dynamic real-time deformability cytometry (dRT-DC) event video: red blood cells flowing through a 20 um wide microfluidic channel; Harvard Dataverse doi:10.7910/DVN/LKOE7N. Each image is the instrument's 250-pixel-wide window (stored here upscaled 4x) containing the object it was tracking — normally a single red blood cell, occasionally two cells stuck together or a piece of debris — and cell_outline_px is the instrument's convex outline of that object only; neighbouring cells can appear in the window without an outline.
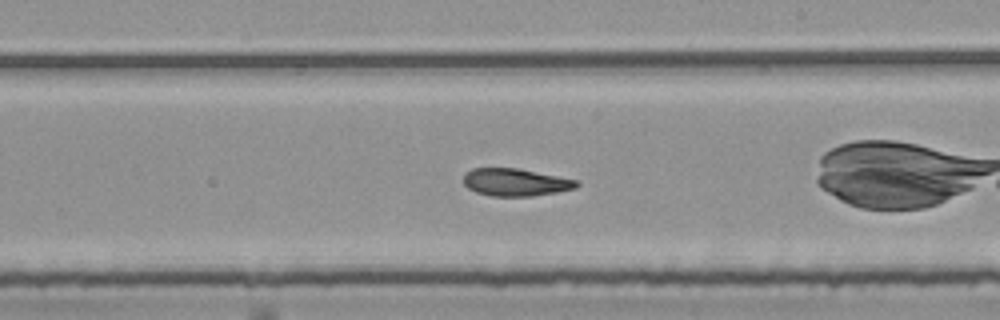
{"species": "common noctule bat (a hibernating species)", "species_latin": "Nyctalus noctula", "temperature_condition": "room temperature", "stored_images_in_passage": 42, "camera_frame_rate_fps": 3000, "um_per_image_px": 0.085, "animal": {"sex": "female", "body_mass_g": 25.1}, "frame": {"image": 1, "passage_image": 19, "time_ms": 6.0, "image_size_px": [1000, 320], "cell_outline_px": [[580, 184], [576, 188], [556, 192], [532, 196], [492, 196], [476, 192], [468, 188], [464, 184], [464, 176], [472, 168], [516, 168], [576, 180]], "centroid_in_image_um": [43.8, 15.5], "position_along_channel_um": 245.2, "area_um2": 17.86}, "authors_computed_cell_mechanics": {"area_um2": 18.6405, "velocity_mm_per_s": 3.7644, "shape_relaxation_time_tau1_ms": null, "shape_relaxation_time_tau2_ms": 4.4994, "deformation_change_tau1": null, "deformation_change_tau2": 0.1243}}